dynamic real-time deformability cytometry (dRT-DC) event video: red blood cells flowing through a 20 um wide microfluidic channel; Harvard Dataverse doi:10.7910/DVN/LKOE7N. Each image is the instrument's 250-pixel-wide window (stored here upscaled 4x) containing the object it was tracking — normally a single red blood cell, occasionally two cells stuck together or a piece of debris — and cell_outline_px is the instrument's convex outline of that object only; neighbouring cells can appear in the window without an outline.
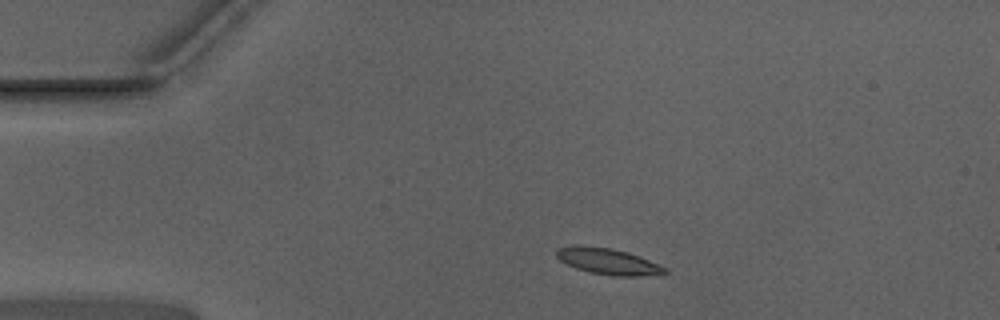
{"species": "Egyptian fruit bat (a non-hibernating species)", "species_latin": "Rousettus aegyptiacus", "temperature_condition": "warm", "stored_images_in_passage": 42, "camera_frame_rate_fps": 3000, "um_per_image_px": 0.085, "animal": {"sex": "male"}, "frame": {"image": 1, "passage_image": 1, "time_ms": 0.0, "image_size_px": [1000, 320], "cell_outline_px": [[668, 272], [664, 276], [612, 276], [588, 272], [576, 268], [560, 260], [556, 256], [556, 252], [560, 248], [608, 248], [628, 252], [668, 268]], "centroid_in_image_um": [51.86, 22.3], "position_along_channel_um": 33.1, "area_um2": 16.01}}
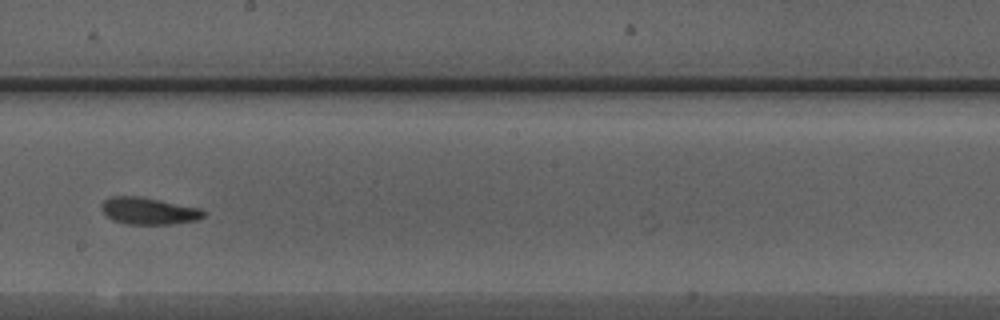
{"frame": {"image": 2, "passage_image": 20, "time_ms": 6.333, "image_size_px": [1000, 320], "cell_outline_px": [[208, 212], [200, 220], [176, 224], [128, 224], [112, 220], [100, 208], [100, 204], [104, 200], [112, 196], [140, 196], [200, 208]], "centroid_in_image_um": [12.68, 17.93], "position_along_channel_um": 235.5, "area_um2": 16.24}}
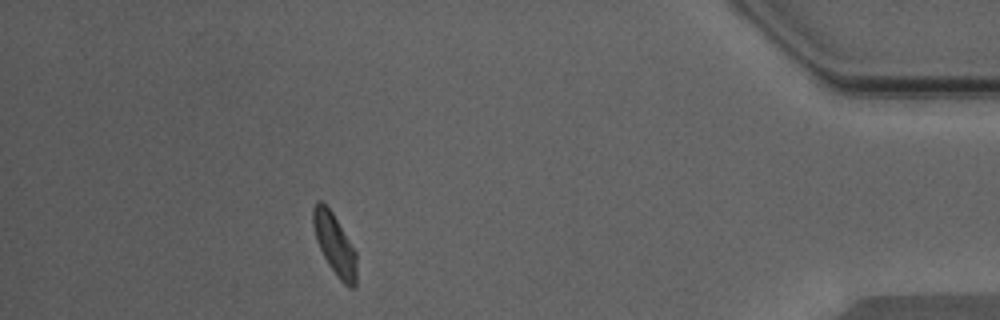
{"frame": {"image": 3, "passage_image": 37, "time_ms": 12.0, "image_size_px": [1000, 320], "cell_outline_px": [[356, 284], [352, 288], [348, 288], [336, 276], [328, 264], [316, 240], [312, 224], [312, 208], [316, 200], [320, 200], [332, 212], [356, 252]], "centroid_in_image_um": [28.43, 20.77], "position_along_channel_um": 406.8, "area_um2": 15.43}, "authors_computed_cell_mechanics": {"area_um2": 15.895, "velocity_mm_per_s": 3.9452, "shape_relaxation_time_tau1_ms": 3.9732, "shape_relaxation_time_tau2_ms": 2.2528, "deformation_change_tau1": 0.1132, "deformation_change_tau2": 0.0752}}